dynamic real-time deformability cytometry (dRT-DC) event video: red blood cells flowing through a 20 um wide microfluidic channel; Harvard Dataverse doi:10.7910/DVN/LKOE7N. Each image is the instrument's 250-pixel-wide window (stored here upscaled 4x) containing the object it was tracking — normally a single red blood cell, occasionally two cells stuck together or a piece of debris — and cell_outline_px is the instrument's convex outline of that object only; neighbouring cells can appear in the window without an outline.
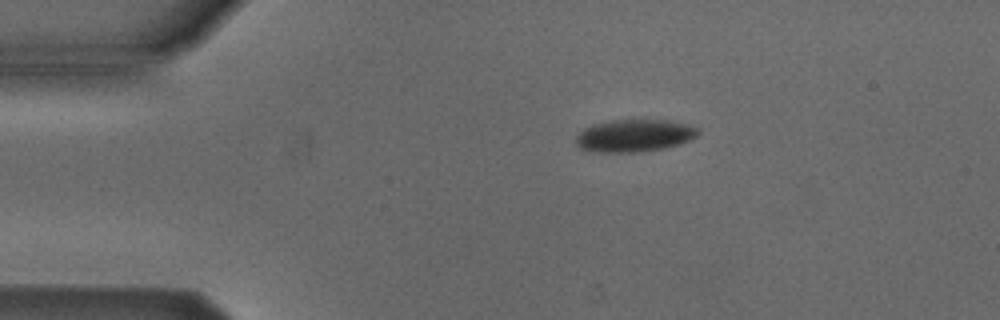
{"species": "Egyptian fruit bat (a non-hibernating species)", "species_latin": "Rousettus aegyptiacus", "temperature_condition": "cold", "stored_images_in_passage": 44, "camera_frame_rate_fps": 3000, "um_per_image_px": 0.085, "animal": {"sex": "male"}, "frame": {"image": 1, "passage_image": 1, "time_ms": 0.0, "image_size_px": [1000, 320], "cell_outline_px": [[700, 132], [696, 136], [688, 140], [664, 148], [636, 152], [592, 152], [580, 148], [576, 144], [576, 136], [584, 128], [592, 124], [612, 120], [668, 120], [700, 128]], "centroid_in_image_um": [53.88, 11.52], "position_along_channel_um": 31.1, "area_um2": 22.95}}
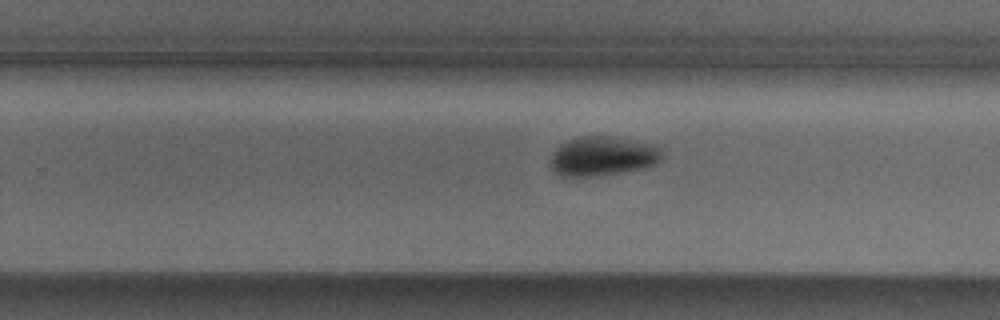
{"frame": {"image": 2, "passage_image": 24, "time_ms": 7.667, "image_size_px": [1000, 320], "cell_outline_px": [[660, 160], [644, 168], [596, 176], [560, 176], [552, 168], [552, 156], [556, 148], [560, 144], [568, 140], [580, 136], [604, 136], [652, 144], [660, 148]], "centroid_in_image_um": [51.18, 13.27], "position_along_channel_um": 278.6, "area_um2": 24.97}}
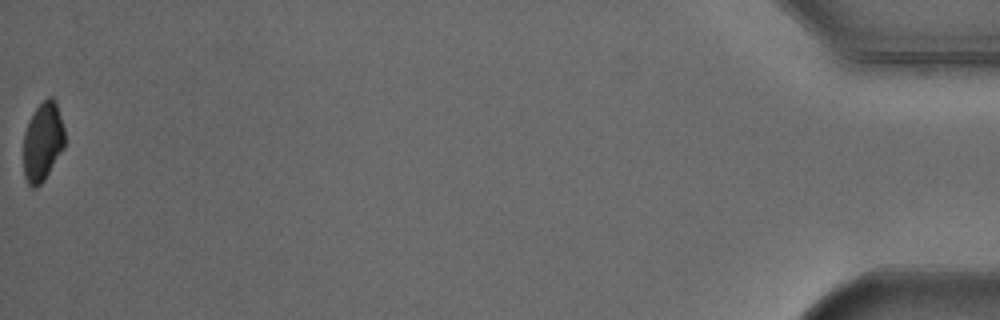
{"frame": {"image": 3, "passage_image": 44, "time_ms": 14.333, "image_size_px": [1000, 320], "cell_outline_px": [[64, 148], [44, 180], [36, 188], [32, 188], [28, 184], [24, 176], [24, 132], [28, 120], [36, 108], [48, 96], [52, 96], [56, 100], [64, 128]], "centroid_in_image_um": [3.63, 12.03], "position_along_channel_um": 431.6, "area_um2": 19.07}, "authors_computed_cell_mechanics": {"area_um2": 23.7847, "velocity_mm_per_s": 3.8613, "shape_relaxation_time_tau1_ms": 2.6457, "shape_relaxation_time_tau2_ms": null, "deformation_change_tau1": 0.0732, "deformation_change_tau2": null}}